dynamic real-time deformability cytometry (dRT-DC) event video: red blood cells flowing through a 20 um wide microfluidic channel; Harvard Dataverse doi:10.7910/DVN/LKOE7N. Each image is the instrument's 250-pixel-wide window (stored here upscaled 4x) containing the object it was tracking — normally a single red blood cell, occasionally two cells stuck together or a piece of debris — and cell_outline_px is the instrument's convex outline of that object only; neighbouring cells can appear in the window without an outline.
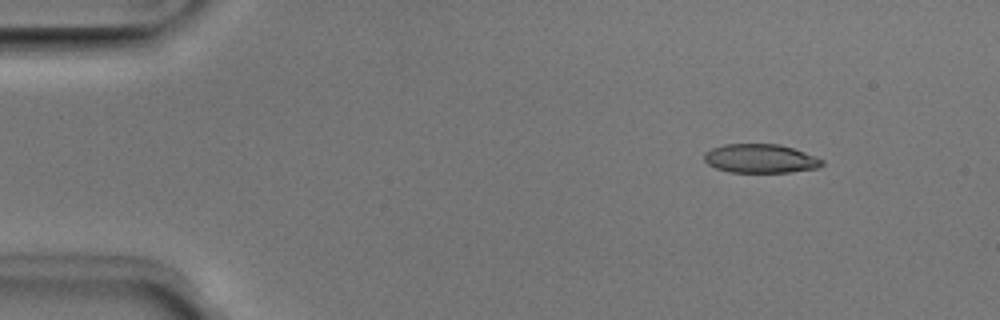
{"species": "Egyptian fruit bat (a non-hibernating species)", "species_latin": "Rousettus aegyptiacus", "temperature_condition": "room temperature", "stored_images_in_passage": 46, "camera_frame_rate_fps": 3000, "um_per_image_px": 0.085, "animal": {"sex": "male"}, "frame": {"image": 1, "passage_image": 1, "time_ms": 0.0, "image_size_px": [1000, 320], "cell_outline_px": [[824, 164], [816, 168], [788, 172], [728, 172], [716, 168], [708, 164], [704, 160], [704, 152], [712, 148], [724, 144], [776, 144], [792, 148], [804, 152], [824, 160]], "centroid_in_image_um": [64.6, 13.48], "position_along_channel_um": 20.4, "area_um2": 19.71}}
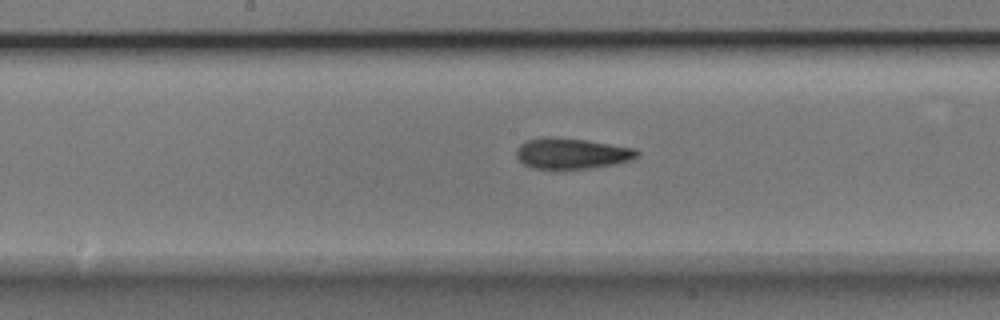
{"frame": {"image": 2, "passage_image": 21, "time_ms": 6.667, "image_size_px": [1000, 320], "cell_outline_px": [[640, 152], [632, 160], [616, 164], [560, 172], [532, 168], [524, 164], [516, 156], [516, 148], [524, 140], [544, 136], [552, 136], [588, 140], [636, 148]], "centroid_in_image_um": [48.55, 13.06], "position_along_channel_um": 199.6, "area_um2": 22.66}}
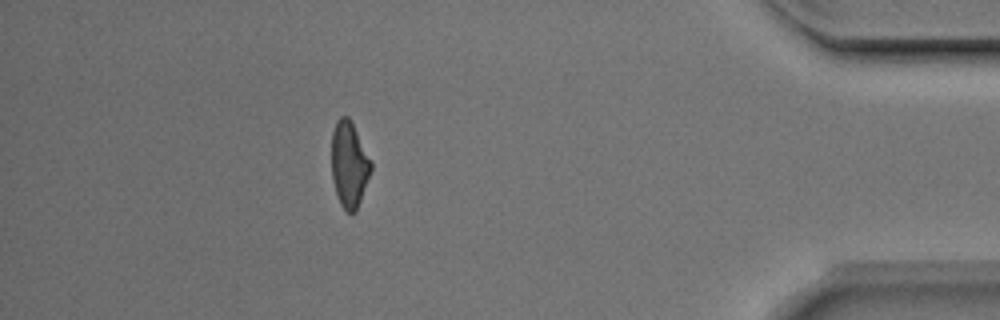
{"frame": {"image": 3, "passage_image": 40, "time_ms": 13.0, "image_size_px": [1000, 320], "cell_outline_px": [[372, 168], [356, 212], [348, 212], [340, 204], [332, 180], [332, 132], [336, 120], [340, 116], [348, 116], [372, 164]], "centroid_in_image_um": [29.66, 13.99], "position_along_channel_um": 405.5, "area_um2": 19.31}, "authors_computed_cell_mechanics": {"area_um2": 20.6924, "velocity_mm_per_s": 4.0023, "shape_relaxation_time_tau1_ms": 3.1688, "shape_relaxation_time_tau2_ms": 2.2928, "deformation_change_tau1": 0.1605, "deformation_change_tau2": 0.117}}